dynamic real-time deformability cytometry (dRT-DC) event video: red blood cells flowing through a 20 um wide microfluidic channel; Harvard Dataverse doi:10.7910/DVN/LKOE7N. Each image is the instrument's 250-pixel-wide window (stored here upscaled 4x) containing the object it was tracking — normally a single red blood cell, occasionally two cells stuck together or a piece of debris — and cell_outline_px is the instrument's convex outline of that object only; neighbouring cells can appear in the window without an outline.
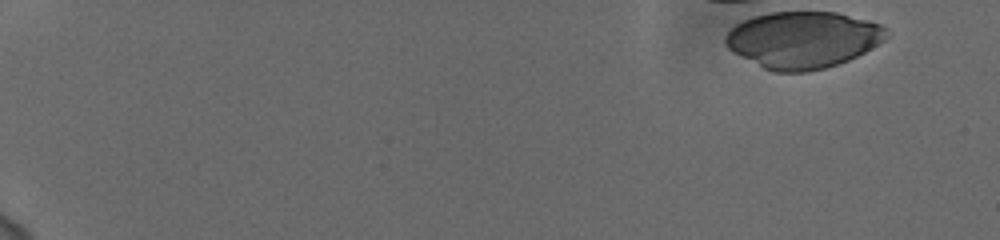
{"species": "human", "species_latin": "Homo sapiens", "temperature_condition": "cold", "stored_images_in_passage": 3, "camera_frame_rate_fps": 3000, "um_per_image_px": 0.085, "donor": {"sex": "female"}, "frame": {"image": 1, "passage_image": 1, "time_ms": 0.0, "image_size_px": [1000, 240], "cell_outline_px": [[888, 36], [884, 40], [864, 52], [848, 60], [824, 68], [808, 72], [772, 72], [732, 52], [724, 44], [724, 36], [736, 24], [744, 20], [756, 16], [772, 12], [836, 12], [868, 20], [880, 24], [888, 28]], "centroid_in_image_um": [68.24, 3.38], "position_along_channel_um": 16.8, "area_um2": 53.12}}